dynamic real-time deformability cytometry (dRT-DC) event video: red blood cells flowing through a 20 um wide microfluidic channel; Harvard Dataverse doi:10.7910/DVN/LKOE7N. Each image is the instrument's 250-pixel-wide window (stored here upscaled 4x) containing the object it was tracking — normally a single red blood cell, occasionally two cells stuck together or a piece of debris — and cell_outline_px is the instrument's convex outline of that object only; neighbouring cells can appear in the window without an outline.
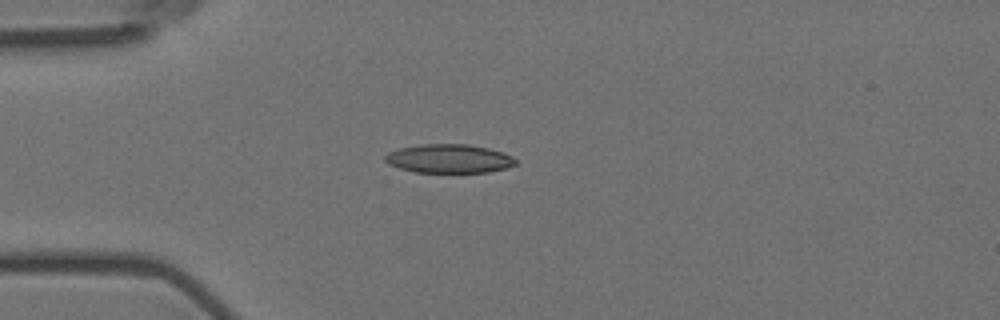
{"species": "Egyptian fruit bat (a non-hibernating species)", "species_latin": "Rousettus aegyptiacus", "temperature_condition": "room temperature", "stored_images_in_passage": 15, "camera_frame_rate_fps": 3000, "um_per_image_px": 0.085, "animal": {"sex": "female"}, "frame": {"image": 1, "passage_image": 4, "time_ms": 1.0, "image_size_px": [1000, 320], "cell_outline_px": [[516, 164], [508, 168], [488, 172], [416, 172], [400, 168], [388, 164], [384, 160], [384, 156], [388, 152], [400, 148], [424, 144], [468, 144], [488, 148], [512, 156], [516, 160]], "centroid_in_image_um": [38.16, 13.48], "position_along_channel_um": 46.8, "area_um2": 21.79}}
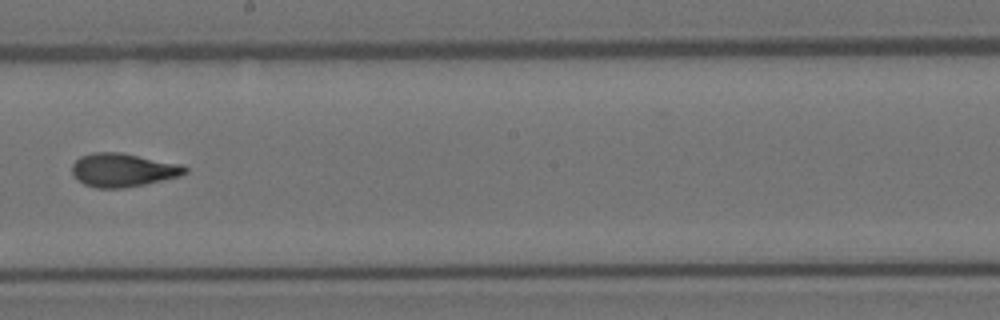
{"frame": {"image": 2, "passage_image": 9, "time_ms": 2.667, "image_size_px": [1000, 320], "cell_outline_px": [[188, 172], [180, 176], [144, 184], [124, 188], [96, 188], [84, 184], [72, 172], [72, 164], [80, 156], [92, 152], [120, 152], [180, 164], [188, 168]], "centroid_in_image_um": [10.45, 14.45], "position_along_channel_um": 237.7, "area_um2": 21.91}}
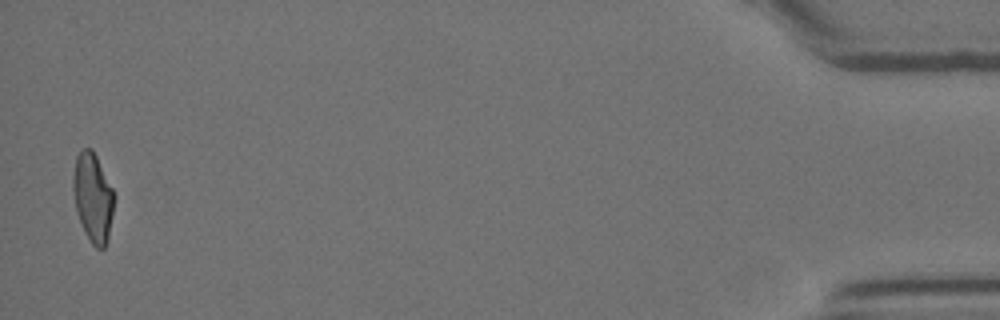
{"frame": {"image": 3, "passage_image": 15, "time_ms": 4.667, "image_size_px": [1000, 320], "cell_outline_px": [[116, 196], [108, 240], [104, 248], [96, 248], [92, 244], [84, 232], [76, 208], [72, 188], [72, 176], [76, 156], [80, 148], [92, 148]], "centroid_in_image_um": [7.9, 16.77], "position_along_channel_um": 427.3, "area_um2": 21.44}}